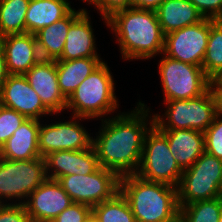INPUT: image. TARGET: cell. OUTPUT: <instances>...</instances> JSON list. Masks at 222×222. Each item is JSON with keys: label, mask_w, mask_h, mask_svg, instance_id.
<instances>
[{"label": "cell", "mask_w": 222, "mask_h": 222, "mask_svg": "<svg viewBox=\"0 0 222 222\" xmlns=\"http://www.w3.org/2000/svg\"><path fill=\"white\" fill-rule=\"evenodd\" d=\"M137 105L131 113L101 119L99 135L92 142L99 165L114 171L119 177L137 172L145 135L154 125V118L148 116L147 105L141 101ZM147 117L151 119L149 123Z\"/></svg>", "instance_id": "1"}, {"label": "cell", "mask_w": 222, "mask_h": 222, "mask_svg": "<svg viewBox=\"0 0 222 222\" xmlns=\"http://www.w3.org/2000/svg\"><path fill=\"white\" fill-rule=\"evenodd\" d=\"M124 60L151 59L163 53L165 34L153 10L127 8L107 18Z\"/></svg>", "instance_id": "2"}, {"label": "cell", "mask_w": 222, "mask_h": 222, "mask_svg": "<svg viewBox=\"0 0 222 222\" xmlns=\"http://www.w3.org/2000/svg\"><path fill=\"white\" fill-rule=\"evenodd\" d=\"M136 222H169L180 214L177 187L150 182L129 174L119 179Z\"/></svg>", "instance_id": "3"}, {"label": "cell", "mask_w": 222, "mask_h": 222, "mask_svg": "<svg viewBox=\"0 0 222 222\" xmlns=\"http://www.w3.org/2000/svg\"><path fill=\"white\" fill-rule=\"evenodd\" d=\"M103 61L68 97L66 109L79 120L102 118L119 107L112 73Z\"/></svg>", "instance_id": "4"}, {"label": "cell", "mask_w": 222, "mask_h": 222, "mask_svg": "<svg viewBox=\"0 0 222 222\" xmlns=\"http://www.w3.org/2000/svg\"><path fill=\"white\" fill-rule=\"evenodd\" d=\"M182 173L166 136L153 125L145 135L140 165L135 174L150 182L177 187Z\"/></svg>", "instance_id": "5"}, {"label": "cell", "mask_w": 222, "mask_h": 222, "mask_svg": "<svg viewBox=\"0 0 222 222\" xmlns=\"http://www.w3.org/2000/svg\"><path fill=\"white\" fill-rule=\"evenodd\" d=\"M164 103L168 105L165 114L153 115L154 125L159 130L192 129L204 133L217 115L210 89L196 98L164 101Z\"/></svg>", "instance_id": "6"}, {"label": "cell", "mask_w": 222, "mask_h": 222, "mask_svg": "<svg viewBox=\"0 0 222 222\" xmlns=\"http://www.w3.org/2000/svg\"><path fill=\"white\" fill-rule=\"evenodd\" d=\"M222 160L204 152L184 170L177 186L179 207L192 202L221 197Z\"/></svg>", "instance_id": "7"}, {"label": "cell", "mask_w": 222, "mask_h": 222, "mask_svg": "<svg viewBox=\"0 0 222 222\" xmlns=\"http://www.w3.org/2000/svg\"><path fill=\"white\" fill-rule=\"evenodd\" d=\"M46 179L43 157L21 161L0 158V204L6 203V198L8 201L15 198L19 201L18 204H24L29 195Z\"/></svg>", "instance_id": "8"}, {"label": "cell", "mask_w": 222, "mask_h": 222, "mask_svg": "<svg viewBox=\"0 0 222 222\" xmlns=\"http://www.w3.org/2000/svg\"><path fill=\"white\" fill-rule=\"evenodd\" d=\"M164 56L158 65L164 101L196 98L209 89L210 79L202 67Z\"/></svg>", "instance_id": "9"}, {"label": "cell", "mask_w": 222, "mask_h": 222, "mask_svg": "<svg viewBox=\"0 0 222 222\" xmlns=\"http://www.w3.org/2000/svg\"><path fill=\"white\" fill-rule=\"evenodd\" d=\"M120 177L112 170L99 167L87 175H66L57 181L73 203L91 207L111 199L119 191Z\"/></svg>", "instance_id": "10"}, {"label": "cell", "mask_w": 222, "mask_h": 222, "mask_svg": "<svg viewBox=\"0 0 222 222\" xmlns=\"http://www.w3.org/2000/svg\"><path fill=\"white\" fill-rule=\"evenodd\" d=\"M209 34L210 18H204L196 24L169 32L165 35L162 54L202 67Z\"/></svg>", "instance_id": "11"}, {"label": "cell", "mask_w": 222, "mask_h": 222, "mask_svg": "<svg viewBox=\"0 0 222 222\" xmlns=\"http://www.w3.org/2000/svg\"><path fill=\"white\" fill-rule=\"evenodd\" d=\"M71 118L74 120L52 122L50 125L40 123L38 141L41 157L57 151L85 150L92 146L93 137L76 121L78 117Z\"/></svg>", "instance_id": "12"}, {"label": "cell", "mask_w": 222, "mask_h": 222, "mask_svg": "<svg viewBox=\"0 0 222 222\" xmlns=\"http://www.w3.org/2000/svg\"><path fill=\"white\" fill-rule=\"evenodd\" d=\"M0 105L17 111L27 119L40 120L43 115H52L26 77L20 74H10L2 85Z\"/></svg>", "instance_id": "13"}, {"label": "cell", "mask_w": 222, "mask_h": 222, "mask_svg": "<svg viewBox=\"0 0 222 222\" xmlns=\"http://www.w3.org/2000/svg\"><path fill=\"white\" fill-rule=\"evenodd\" d=\"M73 204L57 180L47 178L24 203L33 222H52L60 213Z\"/></svg>", "instance_id": "14"}, {"label": "cell", "mask_w": 222, "mask_h": 222, "mask_svg": "<svg viewBox=\"0 0 222 222\" xmlns=\"http://www.w3.org/2000/svg\"><path fill=\"white\" fill-rule=\"evenodd\" d=\"M24 76L52 114L66 110L67 99L59 89L56 60L40 59Z\"/></svg>", "instance_id": "15"}, {"label": "cell", "mask_w": 222, "mask_h": 222, "mask_svg": "<svg viewBox=\"0 0 222 222\" xmlns=\"http://www.w3.org/2000/svg\"><path fill=\"white\" fill-rule=\"evenodd\" d=\"M44 159L46 176L54 180L73 174L85 176L95 172L100 167L93 145L85 150L53 152Z\"/></svg>", "instance_id": "16"}, {"label": "cell", "mask_w": 222, "mask_h": 222, "mask_svg": "<svg viewBox=\"0 0 222 222\" xmlns=\"http://www.w3.org/2000/svg\"><path fill=\"white\" fill-rule=\"evenodd\" d=\"M9 74L24 75L40 59L36 36L31 33L11 34L0 38Z\"/></svg>", "instance_id": "17"}, {"label": "cell", "mask_w": 222, "mask_h": 222, "mask_svg": "<svg viewBox=\"0 0 222 222\" xmlns=\"http://www.w3.org/2000/svg\"><path fill=\"white\" fill-rule=\"evenodd\" d=\"M39 129L40 120L26 119L1 146L0 158L21 161L41 157L38 141Z\"/></svg>", "instance_id": "18"}, {"label": "cell", "mask_w": 222, "mask_h": 222, "mask_svg": "<svg viewBox=\"0 0 222 222\" xmlns=\"http://www.w3.org/2000/svg\"><path fill=\"white\" fill-rule=\"evenodd\" d=\"M167 138L171 154L184 171L205 152L204 133L192 129L160 130Z\"/></svg>", "instance_id": "19"}, {"label": "cell", "mask_w": 222, "mask_h": 222, "mask_svg": "<svg viewBox=\"0 0 222 222\" xmlns=\"http://www.w3.org/2000/svg\"><path fill=\"white\" fill-rule=\"evenodd\" d=\"M85 10L69 27L62 55L57 60L100 58L96 52L93 28Z\"/></svg>", "instance_id": "20"}, {"label": "cell", "mask_w": 222, "mask_h": 222, "mask_svg": "<svg viewBox=\"0 0 222 222\" xmlns=\"http://www.w3.org/2000/svg\"><path fill=\"white\" fill-rule=\"evenodd\" d=\"M85 10L79 9L76 11L73 9L63 19L44 27L35 34L41 59L57 60L62 55L70 25Z\"/></svg>", "instance_id": "21"}, {"label": "cell", "mask_w": 222, "mask_h": 222, "mask_svg": "<svg viewBox=\"0 0 222 222\" xmlns=\"http://www.w3.org/2000/svg\"><path fill=\"white\" fill-rule=\"evenodd\" d=\"M155 12L165 35L204 19L189 0H164Z\"/></svg>", "instance_id": "22"}, {"label": "cell", "mask_w": 222, "mask_h": 222, "mask_svg": "<svg viewBox=\"0 0 222 222\" xmlns=\"http://www.w3.org/2000/svg\"><path fill=\"white\" fill-rule=\"evenodd\" d=\"M72 10L68 0H30L25 16L26 32L35 35L66 17Z\"/></svg>", "instance_id": "23"}, {"label": "cell", "mask_w": 222, "mask_h": 222, "mask_svg": "<svg viewBox=\"0 0 222 222\" xmlns=\"http://www.w3.org/2000/svg\"><path fill=\"white\" fill-rule=\"evenodd\" d=\"M102 62L100 58L56 60L58 85L64 97L68 99L78 85Z\"/></svg>", "instance_id": "24"}, {"label": "cell", "mask_w": 222, "mask_h": 222, "mask_svg": "<svg viewBox=\"0 0 222 222\" xmlns=\"http://www.w3.org/2000/svg\"><path fill=\"white\" fill-rule=\"evenodd\" d=\"M30 0H0V38L26 33L25 16Z\"/></svg>", "instance_id": "25"}, {"label": "cell", "mask_w": 222, "mask_h": 222, "mask_svg": "<svg viewBox=\"0 0 222 222\" xmlns=\"http://www.w3.org/2000/svg\"><path fill=\"white\" fill-rule=\"evenodd\" d=\"M202 69L209 79L222 76V20L210 19V34Z\"/></svg>", "instance_id": "26"}, {"label": "cell", "mask_w": 222, "mask_h": 222, "mask_svg": "<svg viewBox=\"0 0 222 222\" xmlns=\"http://www.w3.org/2000/svg\"><path fill=\"white\" fill-rule=\"evenodd\" d=\"M100 222H136L127 199L118 191L111 199L92 207Z\"/></svg>", "instance_id": "27"}, {"label": "cell", "mask_w": 222, "mask_h": 222, "mask_svg": "<svg viewBox=\"0 0 222 222\" xmlns=\"http://www.w3.org/2000/svg\"><path fill=\"white\" fill-rule=\"evenodd\" d=\"M222 197L201 200L180 207L185 222H219Z\"/></svg>", "instance_id": "28"}, {"label": "cell", "mask_w": 222, "mask_h": 222, "mask_svg": "<svg viewBox=\"0 0 222 222\" xmlns=\"http://www.w3.org/2000/svg\"><path fill=\"white\" fill-rule=\"evenodd\" d=\"M26 119L17 111L0 105V148Z\"/></svg>", "instance_id": "29"}, {"label": "cell", "mask_w": 222, "mask_h": 222, "mask_svg": "<svg viewBox=\"0 0 222 222\" xmlns=\"http://www.w3.org/2000/svg\"><path fill=\"white\" fill-rule=\"evenodd\" d=\"M222 115L217 114L204 132L205 152L222 160Z\"/></svg>", "instance_id": "30"}, {"label": "cell", "mask_w": 222, "mask_h": 222, "mask_svg": "<svg viewBox=\"0 0 222 222\" xmlns=\"http://www.w3.org/2000/svg\"><path fill=\"white\" fill-rule=\"evenodd\" d=\"M0 222H33L24 204H0Z\"/></svg>", "instance_id": "31"}, {"label": "cell", "mask_w": 222, "mask_h": 222, "mask_svg": "<svg viewBox=\"0 0 222 222\" xmlns=\"http://www.w3.org/2000/svg\"><path fill=\"white\" fill-rule=\"evenodd\" d=\"M91 213V206L82 203H73L52 222H85Z\"/></svg>", "instance_id": "32"}, {"label": "cell", "mask_w": 222, "mask_h": 222, "mask_svg": "<svg viewBox=\"0 0 222 222\" xmlns=\"http://www.w3.org/2000/svg\"><path fill=\"white\" fill-rule=\"evenodd\" d=\"M204 18L222 20V0H189Z\"/></svg>", "instance_id": "33"}, {"label": "cell", "mask_w": 222, "mask_h": 222, "mask_svg": "<svg viewBox=\"0 0 222 222\" xmlns=\"http://www.w3.org/2000/svg\"><path fill=\"white\" fill-rule=\"evenodd\" d=\"M131 4L132 0H95L93 5L99 10L107 25V18L119 10L130 8Z\"/></svg>", "instance_id": "34"}, {"label": "cell", "mask_w": 222, "mask_h": 222, "mask_svg": "<svg viewBox=\"0 0 222 222\" xmlns=\"http://www.w3.org/2000/svg\"><path fill=\"white\" fill-rule=\"evenodd\" d=\"M209 89L214 97L217 114L222 115V76L211 78Z\"/></svg>", "instance_id": "35"}, {"label": "cell", "mask_w": 222, "mask_h": 222, "mask_svg": "<svg viewBox=\"0 0 222 222\" xmlns=\"http://www.w3.org/2000/svg\"><path fill=\"white\" fill-rule=\"evenodd\" d=\"M164 0H132L131 7L156 11Z\"/></svg>", "instance_id": "36"}, {"label": "cell", "mask_w": 222, "mask_h": 222, "mask_svg": "<svg viewBox=\"0 0 222 222\" xmlns=\"http://www.w3.org/2000/svg\"><path fill=\"white\" fill-rule=\"evenodd\" d=\"M9 75L10 74L7 69L5 54L0 44V89L4 84V82L7 80V78L9 77Z\"/></svg>", "instance_id": "37"}, {"label": "cell", "mask_w": 222, "mask_h": 222, "mask_svg": "<svg viewBox=\"0 0 222 222\" xmlns=\"http://www.w3.org/2000/svg\"><path fill=\"white\" fill-rule=\"evenodd\" d=\"M85 222H100V221L95 217L93 213H91Z\"/></svg>", "instance_id": "38"}, {"label": "cell", "mask_w": 222, "mask_h": 222, "mask_svg": "<svg viewBox=\"0 0 222 222\" xmlns=\"http://www.w3.org/2000/svg\"><path fill=\"white\" fill-rule=\"evenodd\" d=\"M169 222H185L184 218L179 214Z\"/></svg>", "instance_id": "39"}, {"label": "cell", "mask_w": 222, "mask_h": 222, "mask_svg": "<svg viewBox=\"0 0 222 222\" xmlns=\"http://www.w3.org/2000/svg\"><path fill=\"white\" fill-rule=\"evenodd\" d=\"M84 2H88L89 4H94L95 0H83Z\"/></svg>", "instance_id": "40"}, {"label": "cell", "mask_w": 222, "mask_h": 222, "mask_svg": "<svg viewBox=\"0 0 222 222\" xmlns=\"http://www.w3.org/2000/svg\"><path fill=\"white\" fill-rule=\"evenodd\" d=\"M220 193H221V197H222V180H221V184H220Z\"/></svg>", "instance_id": "41"}, {"label": "cell", "mask_w": 222, "mask_h": 222, "mask_svg": "<svg viewBox=\"0 0 222 222\" xmlns=\"http://www.w3.org/2000/svg\"><path fill=\"white\" fill-rule=\"evenodd\" d=\"M219 222H222V211H221V214H220Z\"/></svg>", "instance_id": "42"}]
</instances>
